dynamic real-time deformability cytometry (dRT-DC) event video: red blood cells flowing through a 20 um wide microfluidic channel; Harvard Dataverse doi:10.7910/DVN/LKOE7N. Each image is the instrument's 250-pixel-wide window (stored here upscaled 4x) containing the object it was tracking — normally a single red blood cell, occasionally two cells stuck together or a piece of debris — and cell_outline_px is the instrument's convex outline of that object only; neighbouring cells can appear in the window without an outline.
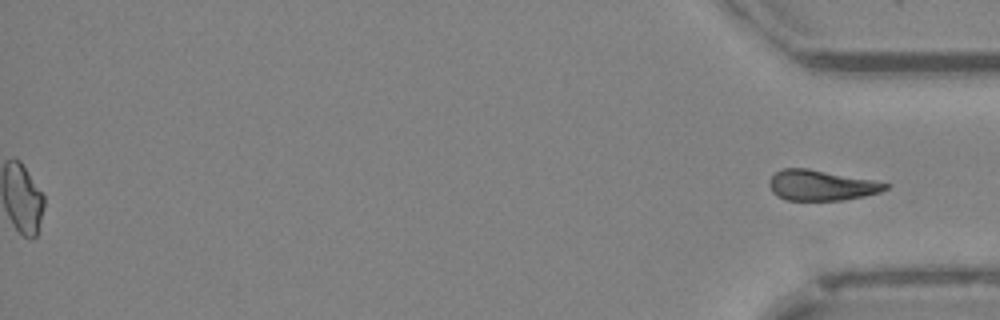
{"species": "Egyptian fruit bat (a non-hibernating species)", "species_latin": "Rousettus aegyptiacus", "temperature_condition": "cold", "stored_images_in_passage": 53, "segment_of_instrument_passage": [2, 2], "camera_frame_rate_fps": 3000, "um_per_image_px": 0.085, "animal": {"sex": "female"}, "frame": {"image": 1, "passage_image": 53, "time_ms": 17.333, "image_size_px": [1000, 320], "cell_outline_px": [[892, 184], [888, 188], [880, 192], [864, 196], [844, 200], [788, 200], [772, 192], [768, 184], [768, 180], [776, 172], [784, 168], [808, 168], [876, 180]], "centroid_in_image_um": [69.85, 15.74], "position_along_channel_um": 365.4, "area_um2": 20.75}}